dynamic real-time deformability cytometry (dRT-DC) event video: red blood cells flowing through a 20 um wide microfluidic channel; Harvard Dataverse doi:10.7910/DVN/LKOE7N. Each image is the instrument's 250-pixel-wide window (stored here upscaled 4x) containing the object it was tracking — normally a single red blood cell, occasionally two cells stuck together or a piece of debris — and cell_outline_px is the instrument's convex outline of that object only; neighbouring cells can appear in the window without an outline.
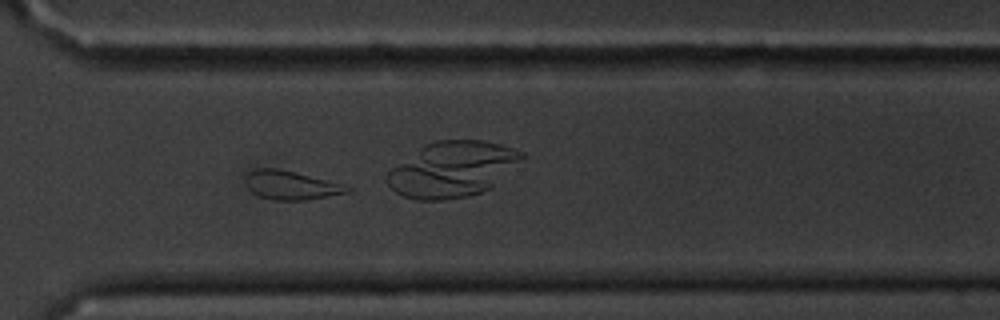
{"species": "common noctule bat (a hibernating species)", "species_latin": "Nyctalus noctula", "temperature_condition": "cold", "stored_images_in_passage": 58, "camera_frame_rate_fps": 3000, "um_per_image_px": 0.085, "animal": {"sex": "male", "body_mass_g": 20.1, "forearm_length_mm": 53.5}, "frame": {"image": 1, "passage_image": 42, "time_ms": 13.667, "image_size_px": [1000, 320], "cell_outline_px": [[352, 192], [304, 200], [276, 200], [260, 196], [252, 192], [248, 188], [244, 180], [248, 172], [256, 168], [276, 168], [348, 184], [352, 188]], "centroid_in_image_um": [24.79, 15.74], "position_along_channel_um": 345.8, "area_um2": 17.22}}